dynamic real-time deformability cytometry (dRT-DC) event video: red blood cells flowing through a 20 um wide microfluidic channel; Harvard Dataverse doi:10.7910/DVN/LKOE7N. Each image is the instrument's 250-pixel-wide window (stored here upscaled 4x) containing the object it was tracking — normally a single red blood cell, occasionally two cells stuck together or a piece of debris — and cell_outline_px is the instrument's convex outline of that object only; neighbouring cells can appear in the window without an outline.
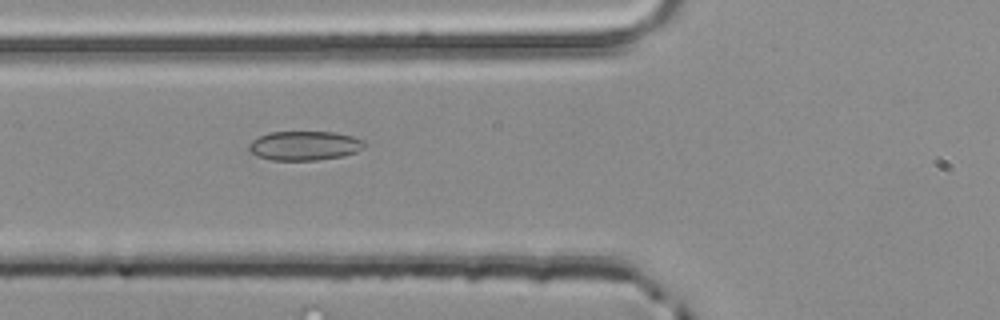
{"species": "common noctule bat (a hibernating species)", "species_latin": "Nyctalus noctula", "temperature_condition": "room temperature", "stored_images_in_passage": 4, "camera_frame_rate_fps": 3000, "um_per_image_px": 0.085, "animal": {"sex": "male", "body_mass_g": 20.4}, "frame": {"image": 1, "passage_image": 4, "time_ms": 1.0, "image_size_px": [1000, 320], "cell_outline_px": [[364, 148], [356, 152], [340, 156], [316, 160], [272, 160], [256, 156], [248, 148], [248, 144], [252, 140], [268, 132], [336, 132], [352, 136], [364, 140]], "centroid_in_image_um": [25.87, 12.38], "position_along_channel_um": 99.9, "area_um2": 19.65}}